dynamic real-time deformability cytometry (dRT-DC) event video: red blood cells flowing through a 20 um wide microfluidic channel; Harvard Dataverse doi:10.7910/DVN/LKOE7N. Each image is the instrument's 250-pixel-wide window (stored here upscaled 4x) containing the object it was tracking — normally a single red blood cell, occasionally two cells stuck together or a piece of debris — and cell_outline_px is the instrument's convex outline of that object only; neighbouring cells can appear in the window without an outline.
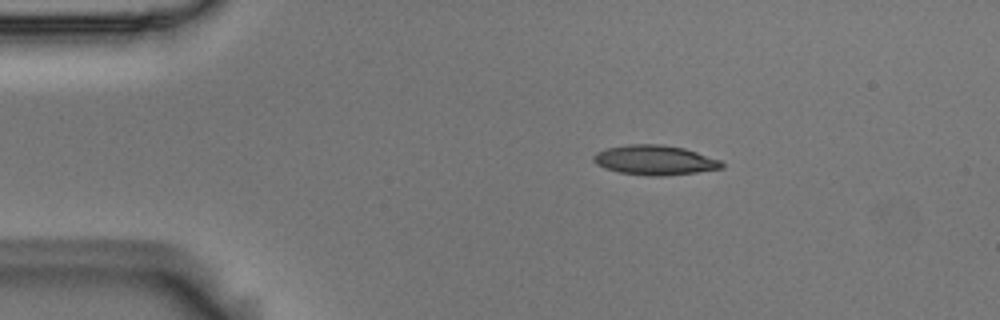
{"species": "Egyptian fruit bat (a non-hibernating species)", "species_latin": "Rousettus aegyptiacus", "temperature_condition": "room temperature", "stored_images_in_passage": 5, "camera_frame_rate_fps": 3000, "um_per_image_px": 0.085, "animal": {"sex": "male"}, "frame": {"image": 1, "passage_image": 2, "time_ms": 0.333, "image_size_px": [1000, 320], "cell_outline_px": [[724, 168], [696, 172], [660, 176], [648, 176], [620, 172], [604, 168], [596, 164], [592, 160], [592, 156], [596, 152], [608, 148], [628, 144], [664, 144], [684, 148], [720, 160], [724, 164]], "centroid_in_image_um": [55.64, 13.6], "position_along_channel_um": 29.4, "area_um2": 22.2}}
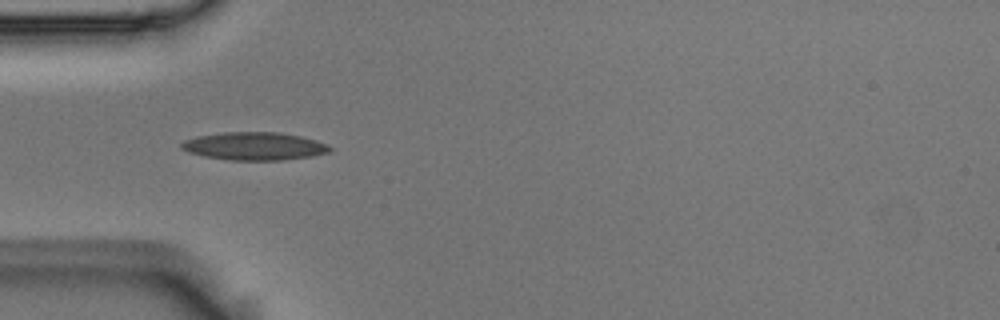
{"frame": {"image": 2, "passage_image": 4, "time_ms": 1.0, "image_size_px": [1000, 320], "cell_outline_px": [[332, 148], [328, 152], [312, 156], [284, 160], [228, 160], [204, 156], [188, 152], [180, 148], [180, 144], [184, 140], [196, 136], [224, 132], [280, 132], [300, 136], [316, 140]], "centroid_in_image_um": [21.58, 12.42], "position_along_channel_um": 63.4, "area_um2": 24.16}}
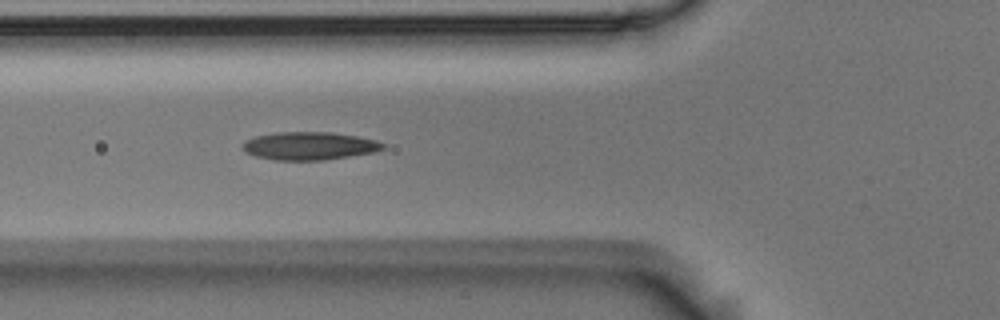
{"frame": {"image": 3, "passage_image": 5, "time_ms": 1.333, "image_size_px": [1000, 320], "cell_outline_px": [[388, 144], [384, 148], [372, 152], [324, 160], [276, 160], [256, 156], [244, 152], [240, 148], [240, 144], [244, 140], [252, 136], [276, 132], [332, 132], [356, 136], [376, 140]], "centroid_in_image_um": [26.22, 12.39], "position_along_channel_um": 99.6, "area_um2": 23.12}}